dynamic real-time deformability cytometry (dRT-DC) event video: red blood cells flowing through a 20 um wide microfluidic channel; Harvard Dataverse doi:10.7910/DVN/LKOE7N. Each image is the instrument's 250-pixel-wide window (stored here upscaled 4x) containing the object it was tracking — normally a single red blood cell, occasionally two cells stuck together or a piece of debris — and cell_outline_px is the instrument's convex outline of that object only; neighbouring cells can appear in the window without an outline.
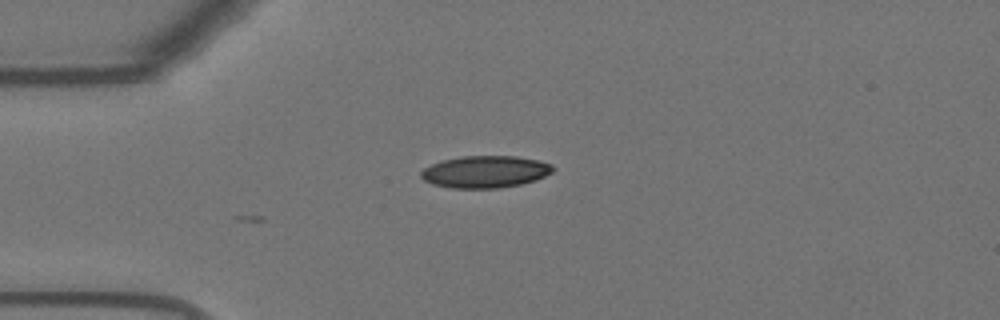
{"species": "Egyptian fruit bat (a non-hibernating species)", "species_latin": "Rousettus aegyptiacus", "temperature_condition": "warm", "stored_images_in_passage": 13, "camera_frame_rate_fps": 3000, "um_per_image_px": 0.085, "animal": {"sex": "female"}, "frame": {"image": 1, "passage_image": 13, "time_ms": 4.0, "image_size_px": [1000, 320], "cell_outline_px": [[556, 168], [552, 172], [536, 180], [520, 184], [500, 188], [452, 188], [432, 184], [424, 180], [420, 176], [420, 172], [424, 168], [432, 164], [444, 160], [460, 156], [516, 156], [536, 160], [552, 164]], "centroid_in_image_um": [41.24, 14.6], "position_along_channel_um": 43.8, "area_um2": 24.62}}